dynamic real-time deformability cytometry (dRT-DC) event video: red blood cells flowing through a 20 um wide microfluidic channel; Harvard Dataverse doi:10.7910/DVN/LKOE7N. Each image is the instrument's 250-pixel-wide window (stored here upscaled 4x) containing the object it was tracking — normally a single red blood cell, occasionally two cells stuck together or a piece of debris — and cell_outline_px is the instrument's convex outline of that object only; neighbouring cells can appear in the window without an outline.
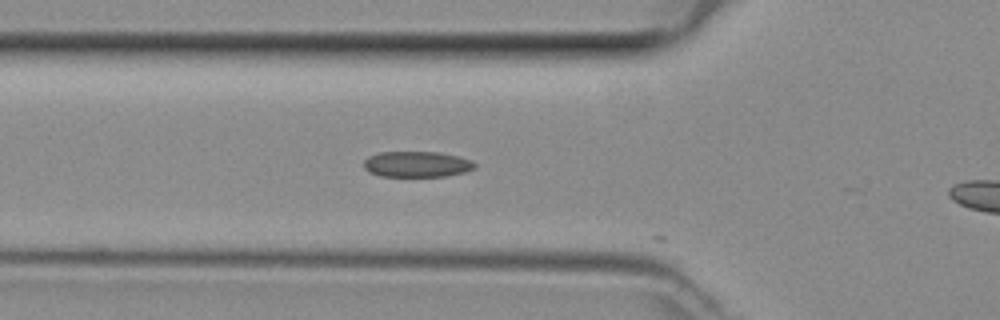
{"species": "common noctule bat (a hibernating species)", "species_latin": "Nyctalus noctula", "temperature_condition": "room temperature", "stored_images_in_passage": 12, "camera_frame_rate_fps": 3000, "um_per_image_px": 0.085, "animal": {"sex": "female", "body_mass_g": 29.2, "forearm_length_mm": 56.3}, "frame": {"image": 1, "passage_image": 6, "time_ms": 1.667, "image_size_px": [1000, 320], "cell_outline_px": [[476, 168], [464, 172], [448, 176], [380, 176], [368, 172], [364, 168], [364, 160], [368, 156], [380, 152], [440, 152], [460, 156], [472, 160], [476, 164]], "centroid_in_image_um": [35.45, 13.95], "position_along_channel_um": 90.3, "area_um2": 16.88}}
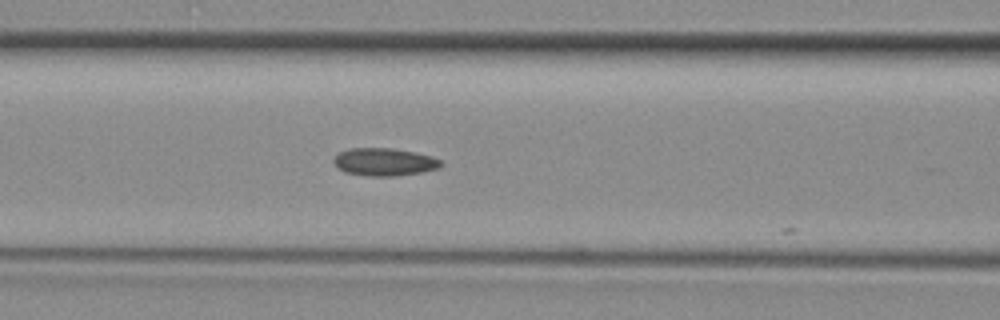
{"frame": {"image": 2, "passage_image": 9, "time_ms": 2.667, "image_size_px": [1000, 320], "cell_outline_px": [[444, 164], [440, 168], [420, 172], [392, 176], [368, 176], [344, 172], [332, 160], [340, 152], [348, 148], [392, 148], [416, 152], [432, 156], [440, 160]], "centroid_in_image_um": [32.69, 13.76], "position_along_channel_um": 133.9, "area_um2": 17.28}}